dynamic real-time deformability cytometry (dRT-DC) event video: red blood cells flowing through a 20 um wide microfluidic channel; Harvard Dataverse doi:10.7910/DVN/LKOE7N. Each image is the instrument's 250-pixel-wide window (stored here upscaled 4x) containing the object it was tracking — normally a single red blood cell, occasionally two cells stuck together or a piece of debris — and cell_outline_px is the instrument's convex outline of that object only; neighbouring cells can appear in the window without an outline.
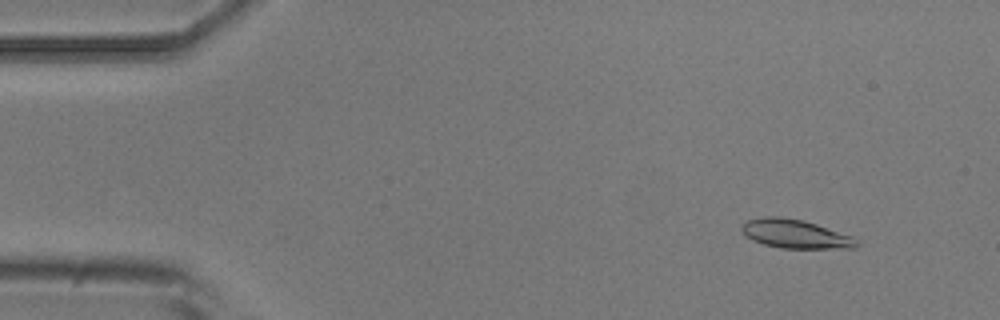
{"species": "common noctule bat (a hibernating species)", "species_latin": "Nyctalus noctula", "temperature_condition": "room temperature", "stored_images_in_passage": 4, "camera_frame_rate_fps": 3000, "um_per_image_px": 0.085, "animal": {"sex": "male", "body_mass_g": 20.5, "forearm_length_mm": 52.5}, "frame": {"image": 1, "passage_image": 1, "time_ms": 0.0, "image_size_px": [1000, 320], "cell_outline_px": [[860, 244], [856, 248], [780, 248], [764, 244], [752, 240], [744, 236], [740, 228], [740, 224], [748, 220], [764, 216], [780, 216], [804, 220], [852, 236], [860, 240]], "centroid_in_image_um": [67.59, 19.88], "position_along_channel_um": 17.4, "area_um2": 19.54}}
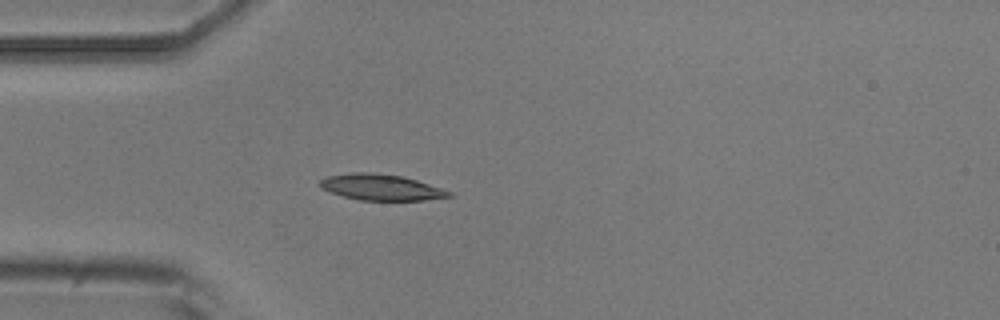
{"frame": {"image": 2, "passage_image": 4, "time_ms": 3.333, "image_size_px": [1000, 320], "cell_outline_px": [[452, 196], [424, 200], [360, 200], [344, 196], [320, 188], [320, 180], [324, 176], [352, 172], [372, 172], [404, 176], [452, 192]], "centroid_in_image_um": [32.35, 15.9], "position_along_channel_um": 52.6, "area_um2": 19.48}}